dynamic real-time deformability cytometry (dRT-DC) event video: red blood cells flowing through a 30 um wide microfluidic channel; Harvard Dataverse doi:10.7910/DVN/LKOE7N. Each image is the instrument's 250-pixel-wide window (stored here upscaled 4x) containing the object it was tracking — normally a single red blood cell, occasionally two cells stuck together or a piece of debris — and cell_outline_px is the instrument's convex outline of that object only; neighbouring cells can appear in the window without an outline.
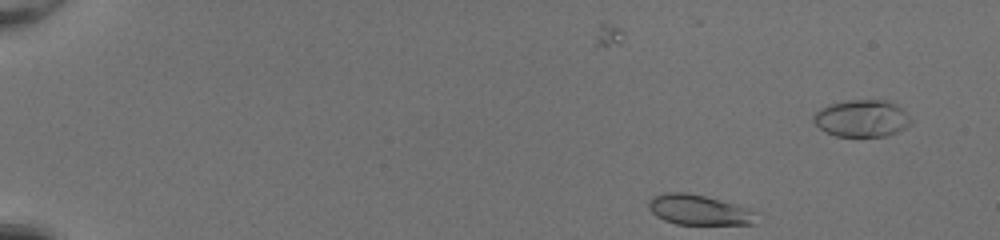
{"species": "common noctule bat (a hibernating species)", "species_latin": "Nyctalus noctula", "temperature_condition": "room temperature", "stored_images_in_passage": 48, "camera_frame_rate_fps": 3000, "um_per_image_px": 0.085, "animal": {"sex": "female", "body_mass_g": 20.0, "forearm_length_mm": 54.0}, "frame": {"image": 1, "passage_image": 4, "time_ms": 1.0, "image_size_px": [1000, 240], "cell_outline_px": [[756, 224], [676, 224], [664, 220], [656, 216], [648, 208], [648, 200], [652, 196], [664, 192], [684, 192], [704, 196], [720, 200], [756, 212]], "centroid_in_image_um": [59.34, 17.84], "position_along_channel_um": 25.7, "area_um2": 18.79}}
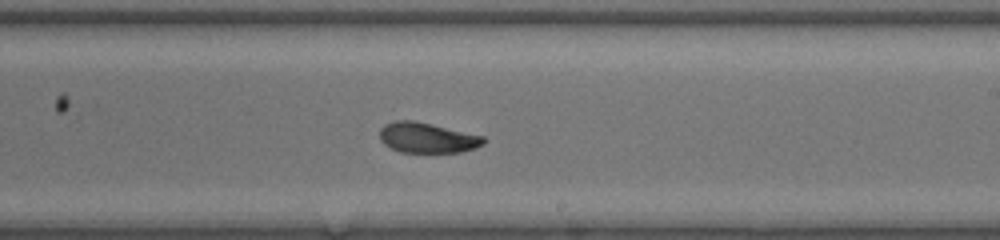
{"frame": {"image": 2, "passage_image": 29, "time_ms": 9.333, "image_size_px": [1000, 240], "cell_outline_px": [[488, 140], [484, 144], [476, 148], [460, 152], [400, 152], [384, 144], [380, 140], [380, 128], [384, 124], [396, 120], [412, 120], [484, 136]], "centroid_in_image_um": [36.32, 11.71], "position_along_channel_um": 252.7, "area_um2": 18.32}}
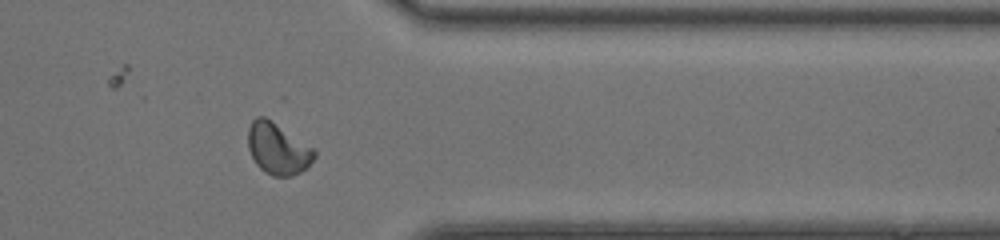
{"frame": {"image": 3, "passage_image": 39, "time_ms": 12.667, "image_size_px": [1000, 240], "cell_outline_px": [[316, 156], [308, 168], [292, 176], [272, 176], [264, 172], [256, 164], [248, 148], [248, 128], [252, 120], [256, 116], [264, 116], [316, 148]], "centroid_in_image_um": [23.64, 12.64], "position_along_channel_um": 387.8, "area_um2": 20.17}, "authors_computed_cell_mechanics": {"area_um2": 18.7272, "velocity_mm_per_s": 4.203, "shape_relaxation_time_tau1_ms": 7.9293, "shape_relaxation_time_tau2_ms": 1.5167, "deformation_change_tau1": 0.1954, "deformation_change_tau2": 0.0602}}